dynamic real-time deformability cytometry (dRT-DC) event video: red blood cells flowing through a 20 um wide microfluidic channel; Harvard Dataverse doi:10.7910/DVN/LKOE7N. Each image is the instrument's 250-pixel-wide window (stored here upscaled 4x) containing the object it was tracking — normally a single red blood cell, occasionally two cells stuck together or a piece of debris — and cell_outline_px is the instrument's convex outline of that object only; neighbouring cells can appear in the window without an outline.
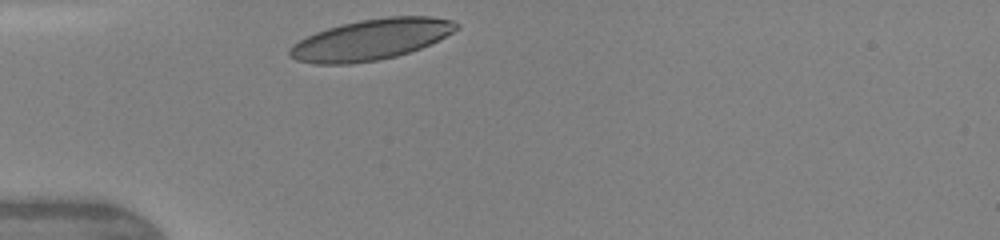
{"species": "human", "species_latin": "Homo sapiens", "temperature_condition": "warm", "stored_images_in_passage": 1, "camera_frame_rate_fps": 3000, "um_per_image_px": 0.085, "donor": {"sex": "female"}, "frame": {"image": 1, "passage_image": 1, "time_ms": 0.0, "image_size_px": [1000, 240], "cell_outline_px": [[460, 28], [420, 48], [396, 56], [376, 60], [348, 64], [316, 64], [296, 60], [288, 52], [288, 48], [292, 44], [316, 32], [340, 24], [360, 20], [388, 16], [432, 16], [452, 20], [460, 24]], "centroid_in_image_um": [31.53, 3.35], "position_along_channel_um": 53.5, "area_um2": 39.36}}